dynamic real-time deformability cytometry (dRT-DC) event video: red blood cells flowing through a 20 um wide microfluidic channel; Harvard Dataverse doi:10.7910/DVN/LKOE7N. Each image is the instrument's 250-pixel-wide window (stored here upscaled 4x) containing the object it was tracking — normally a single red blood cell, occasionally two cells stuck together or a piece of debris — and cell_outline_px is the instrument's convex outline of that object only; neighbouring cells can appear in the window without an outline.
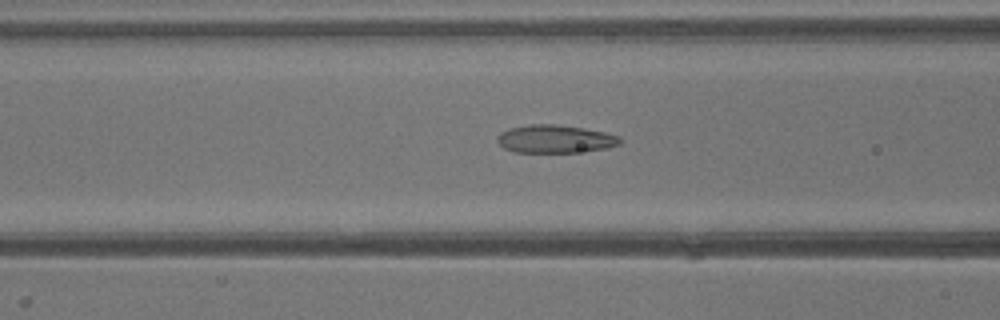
{"species": "common noctule bat (a hibernating species)", "species_latin": "Nyctalus noctula", "temperature_condition": "warm", "stored_images_in_passage": 40, "camera_frame_rate_fps": 3000, "um_per_image_px": 0.085, "animal": {"sex": "male", "body_mass_g": 13.3}, "frame": {"image": 1, "passage_image": 16, "time_ms": 5.0, "image_size_px": [1000, 320], "cell_outline_px": [[624, 140], [620, 144], [608, 148], [576, 152], [512, 152], [504, 148], [496, 140], [496, 136], [500, 132], [508, 128], [528, 124], [556, 124], [584, 128], [604, 132], [620, 136]], "centroid_in_image_um": [47.18, 11.8], "position_along_channel_um": 119.4, "area_um2": 20.29}}
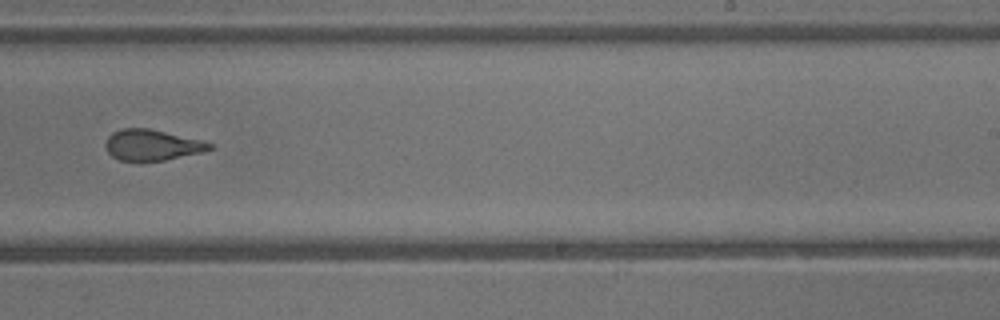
{"frame": {"image": 2, "passage_image": 25, "time_ms": 8.0, "image_size_px": [1000, 320], "cell_outline_px": [[212, 148], [204, 152], [164, 160], [120, 160], [112, 156], [108, 152], [104, 144], [108, 136], [112, 132], [124, 128], [148, 128], [200, 140], [212, 144]], "centroid_in_image_um": [12.9, 12.32], "position_along_channel_um": 276.1, "area_um2": 18.44}}
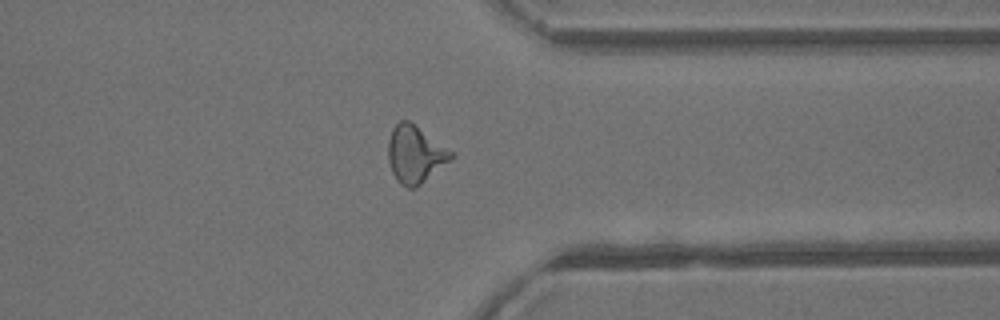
{"frame": {"image": 3, "passage_image": 31, "time_ms": 10.0, "image_size_px": [1000, 320], "cell_outline_px": [[456, 156], [452, 160], [416, 188], [408, 188], [400, 184], [396, 180], [392, 172], [388, 160], [388, 140], [392, 128], [400, 120], [408, 120], [452, 152]], "centroid_in_image_um": [35.27, 13.15], "position_along_channel_um": 376.1, "area_um2": 20.92}}